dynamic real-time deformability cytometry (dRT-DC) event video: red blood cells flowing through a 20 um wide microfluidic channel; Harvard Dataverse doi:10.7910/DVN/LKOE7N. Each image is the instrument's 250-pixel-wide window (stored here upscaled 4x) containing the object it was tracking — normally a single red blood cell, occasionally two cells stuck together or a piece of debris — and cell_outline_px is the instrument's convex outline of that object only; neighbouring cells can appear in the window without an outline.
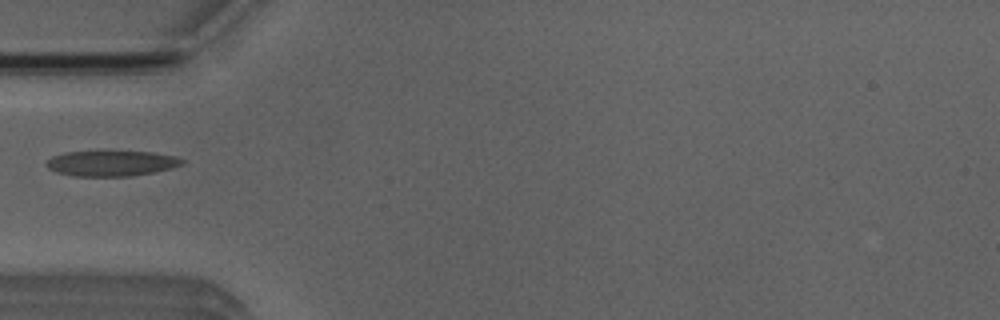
{"species": "Egyptian fruit bat (a non-hibernating species)", "species_latin": "Rousettus aegyptiacus", "temperature_condition": "room temperature", "stored_images_in_passage": 1, "camera_frame_rate_fps": 3000, "um_per_image_px": 0.085, "animal": {"sex": "male"}, "frame": {"image": 1, "passage_image": 1, "time_ms": 0.0, "image_size_px": [1000, 320], "cell_outline_px": [[184, 164], [172, 168], [156, 172], [132, 176], [76, 176], [56, 172], [48, 168], [44, 164], [52, 156], [64, 152], [152, 152], [176, 156], [184, 160]], "centroid_in_image_um": [9.49, 13.89], "position_along_channel_um": 75.5, "area_um2": 20.11}}